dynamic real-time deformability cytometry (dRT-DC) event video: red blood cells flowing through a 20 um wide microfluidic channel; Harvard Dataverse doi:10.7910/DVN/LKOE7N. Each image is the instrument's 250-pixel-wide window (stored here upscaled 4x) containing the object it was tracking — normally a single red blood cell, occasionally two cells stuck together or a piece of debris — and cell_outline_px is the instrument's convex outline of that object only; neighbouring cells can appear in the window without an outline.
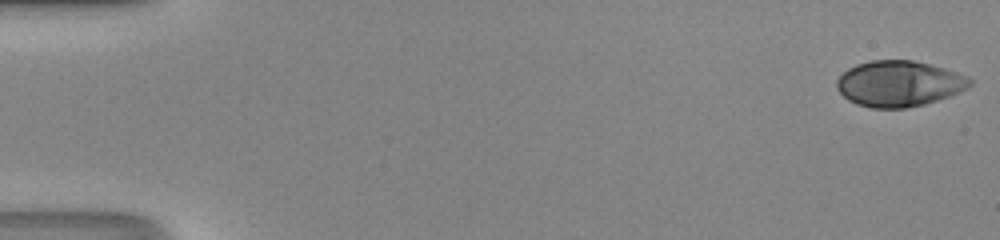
{"species": "human", "species_latin": "Homo sapiens", "temperature_condition": "room temperature", "stored_images_in_passage": 50, "camera_frame_rate_fps": 3000, "um_per_image_px": 0.085, "donor": {"sex": "male"}, "frame": {"image": 1, "passage_image": 1, "time_ms": 0.0, "image_size_px": [1000, 240], "cell_outline_px": [[972, 84], [968, 88], [960, 92], [924, 104], [904, 108], [872, 108], [856, 104], [848, 100], [836, 88], [836, 80], [848, 68], [856, 64], [872, 60], [912, 60], [944, 68], [968, 76], [972, 80]], "centroid_in_image_um": [76.41, 7.11], "position_along_channel_um": 8.6, "area_um2": 35.49}}
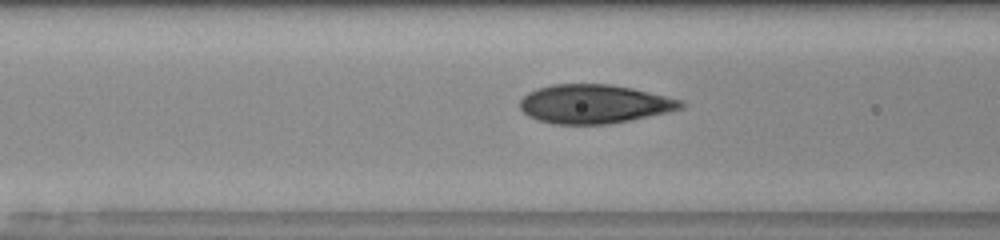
{"frame": {"image": 2, "passage_image": 21, "time_ms": 6.667, "image_size_px": [1000, 240], "cell_outline_px": [[688, 104], [684, 108], [668, 112], [608, 124], [552, 124], [528, 116], [520, 108], [520, 100], [528, 92], [536, 88], [552, 84], [612, 84], [632, 88], [684, 100]], "centroid_in_image_um": [50.53, 8.83], "position_along_channel_um": 116.1, "area_um2": 36.59}}
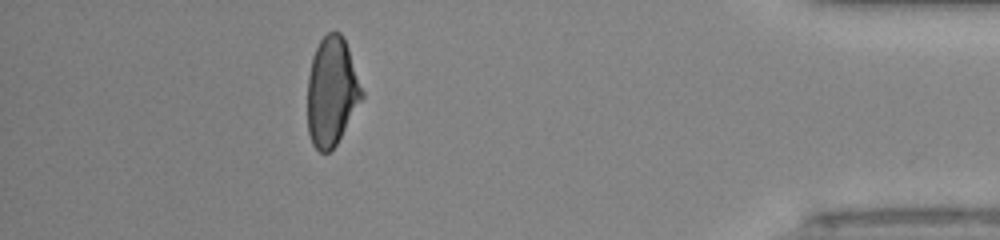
{"frame": {"image": 3, "passage_image": 45, "time_ms": 14.667, "image_size_px": [1000, 240], "cell_outline_px": [[364, 96], [336, 144], [328, 152], [320, 152], [312, 144], [308, 132], [308, 76], [312, 56], [320, 40], [328, 32], [340, 32], [344, 36], [364, 92]], "centroid_in_image_um": [28.2, 7.76], "position_along_channel_um": 407.0, "area_um2": 34.39}, "authors_computed_cell_mechanics": {"area_um2": 35.9516, "velocity_mm_per_s": 4.2372, "shape_relaxation_time_tau1_ms": 7.5854, "shape_relaxation_time_tau2_ms": null, "deformation_change_tau1": 0.2464, "deformation_change_tau2": null}}